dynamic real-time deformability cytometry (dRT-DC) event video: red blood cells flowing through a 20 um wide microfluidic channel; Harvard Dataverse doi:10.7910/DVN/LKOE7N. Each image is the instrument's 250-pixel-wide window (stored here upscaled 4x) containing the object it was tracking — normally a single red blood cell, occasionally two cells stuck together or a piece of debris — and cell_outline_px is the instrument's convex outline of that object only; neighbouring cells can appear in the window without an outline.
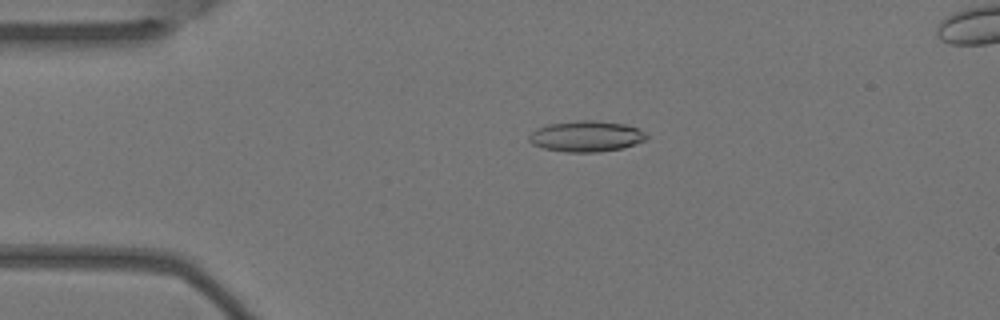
{"species": "Egyptian fruit bat (a non-hibernating species)", "species_latin": "Rousettus aegyptiacus", "temperature_condition": "warm", "stored_images_in_passage": 2, "camera_frame_rate_fps": 3000, "um_per_image_px": 0.085, "animal": {"sex": "female"}, "frame": {"image": 1, "passage_image": 1, "time_ms": 0.0, "image_size_px": [1000, 320], "cell_outline_px": [[648, 140], [624, 148], [596, 152], [564, 152], [544, 148], [532, 144], [528, 140], [528, 136], [536, 128], [548, 124], [576, 120], [596, 120], [624, 124], [640, 128], [648, 136]], "centroid_in_image_um": [49.86, 11.58], "position_along_channel_um": 35.1, "area_um2": 21.44}}